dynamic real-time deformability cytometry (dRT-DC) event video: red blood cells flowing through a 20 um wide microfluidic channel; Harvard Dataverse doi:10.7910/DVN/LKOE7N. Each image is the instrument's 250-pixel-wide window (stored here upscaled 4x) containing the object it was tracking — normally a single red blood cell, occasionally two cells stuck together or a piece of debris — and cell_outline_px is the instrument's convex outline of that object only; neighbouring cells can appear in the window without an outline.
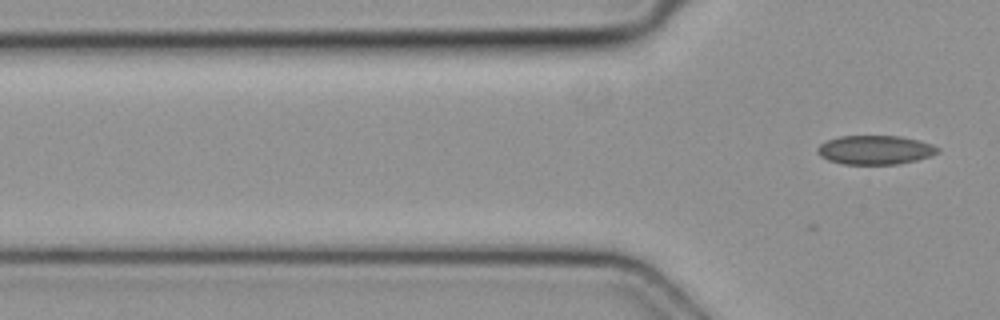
{"species": "common noctule bat (a hibernating species)", "species_latin": "Nyctalus noctula", "temperature_condition": "cold", "stored_images_in_passage": 3, "camera_frame_rate_fps": 3000, "um_per_image_px": 0.085, "animal": {"sex": "female", "body_mass_g": 19.3, "forearm_length_mm": 54.1}, "frame": {"image": 1, "passage_image": 3, "time_ms": 0.667, "image_size_px": [1000, 320], "cell_outline_px": [[940, 152], [932, 156], [916, 160], [896, 164], [844, 164], [828, 160], [820, 156], [816, 152], [816, 148], [820, 144], [828, 140], [840, 136], [900, 136], [920, 140], [932, 144], [940, 148]], "centroid_in_image_um": [74.41, 12.74], "position_along_channel_um": 51.4, "area_um2": 20.46}}